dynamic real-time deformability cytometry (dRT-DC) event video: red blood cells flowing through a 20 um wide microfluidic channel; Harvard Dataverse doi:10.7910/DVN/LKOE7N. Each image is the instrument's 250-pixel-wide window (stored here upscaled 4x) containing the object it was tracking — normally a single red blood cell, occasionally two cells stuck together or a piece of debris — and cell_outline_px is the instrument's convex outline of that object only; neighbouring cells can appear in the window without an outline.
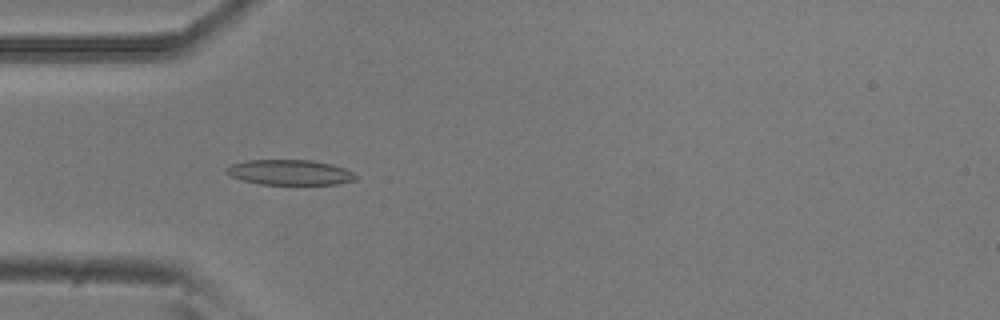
{"species": "common noctule bat (a hibernating species)", "species_latin": "Nyctalus noctula", "temperature_condition": "room temperature", "stored_images_in_passage": 52, "camera_frame_rate_fps": 3000, "um_per_image_px": 0.085, "animal": {"sex": "male", "body_mass_g": 20.5, "forearm_length_mm": 52.5}, "frame": {"image": 1, "passage_image": 15, "time_ms": 4.667, "image_size_px": [1000, 320], "cell_outline_px": [[360, 176], [356, 180], [336, 184], [260, 184], [244, 180], [232, 176], [224, 172], [224, 168], [232, 164], [248, 160], [312, 160], [332, 164], [344, 168]], "centroid_in_image_um": [24.66, 14.64], "position_along_channel_um": 60.3, "area_um2": 19.02}}
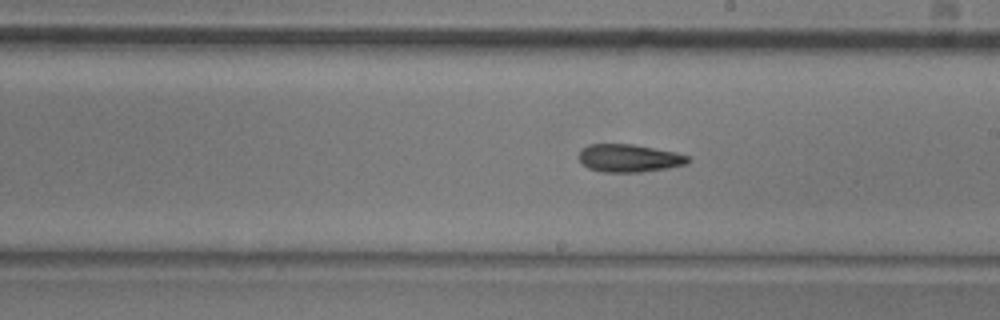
{"frame": {"image": 2, "passage_image": 29, "time_ms": 9.333, "image_size_px": [1000, 320], "cell_outline_px": [[688, 164], [668, 168], [640, 172], [604, 172], [588, 168], [580, 160], [580, 148], [588, 144], [632, 144], [676, 152], [688, 156]], "centroid_in_image_um": [53.47, 13.44], "position_along_channel_um": 235.5, "area_um2": 17.63}}
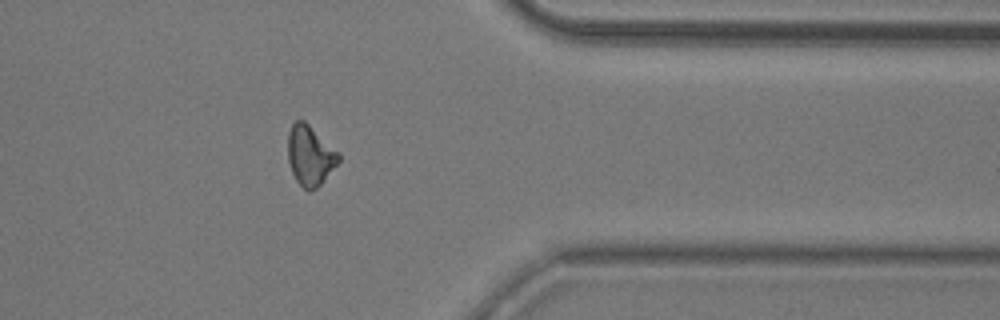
{"frame": {"image": 3, "passage_image": 42, "time_ms": 13.667, "image_size_px": [1000, 320], "cell_outline_px": [[340, 160], [320, 184], [316, 188], [308, 192], [296, 180], [292, 172], [288, 160], [288, 132], [292, 124], [296, 120], [304, 120], [340, 152]], "centroid_in_image_um": [26.36, 13.2], "position_along_channel_um": 385.0, "area_um2": 17.69}, "authors_computed_cell_mechanics": {"area_um2": 17.6868, "velocity_mm_per_s": 3.7787, "shape_relaxation_time_tau1_ms": null, "shape_relaxation_time_tau2_ms": 10.7428, "deformation_change_tau1": null, "deformation_change_tau2": 0.2201}}